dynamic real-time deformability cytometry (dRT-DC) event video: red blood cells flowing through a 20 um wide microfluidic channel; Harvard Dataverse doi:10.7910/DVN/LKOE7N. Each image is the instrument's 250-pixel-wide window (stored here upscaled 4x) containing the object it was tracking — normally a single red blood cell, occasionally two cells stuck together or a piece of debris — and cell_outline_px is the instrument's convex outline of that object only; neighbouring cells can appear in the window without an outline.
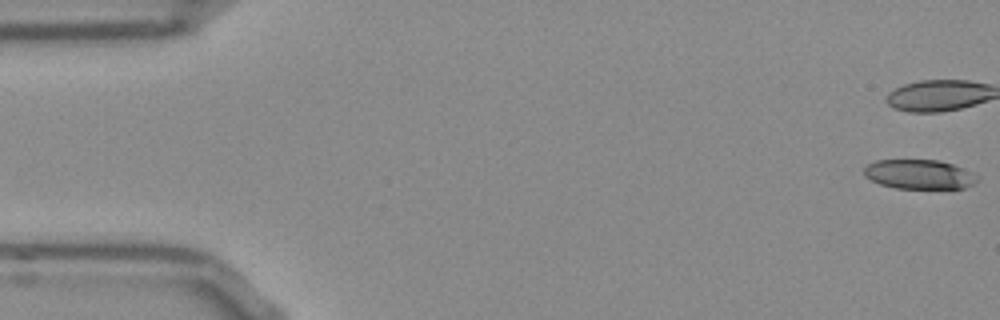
{"species": "Egyptian fruit bat (a non-hibernating species)", "species_latin": "Rousettus aegyptiacus", "temperature_condition": "room temperature", "stored_images_in_passage": 53, "camera_frame_rate_fps": 3000, "um_per_image_px": 0.085, "frame": {"image": 1, "passage_image": 1, "time_ms": 0.0, "image_size_px": [1000, 320], "cell_outline_px": [[976, 180], [972, 184], [964, 188], [896, 188], [880, 184], [864, 176], [864, 168], [868, 164], [876, 160], [940, 160], [952, 164], [976, 176]], "centroid_in_image_um": [78.06, 14.81], "position_along_channel_um": 6.9, "area_um2": 19.02}}